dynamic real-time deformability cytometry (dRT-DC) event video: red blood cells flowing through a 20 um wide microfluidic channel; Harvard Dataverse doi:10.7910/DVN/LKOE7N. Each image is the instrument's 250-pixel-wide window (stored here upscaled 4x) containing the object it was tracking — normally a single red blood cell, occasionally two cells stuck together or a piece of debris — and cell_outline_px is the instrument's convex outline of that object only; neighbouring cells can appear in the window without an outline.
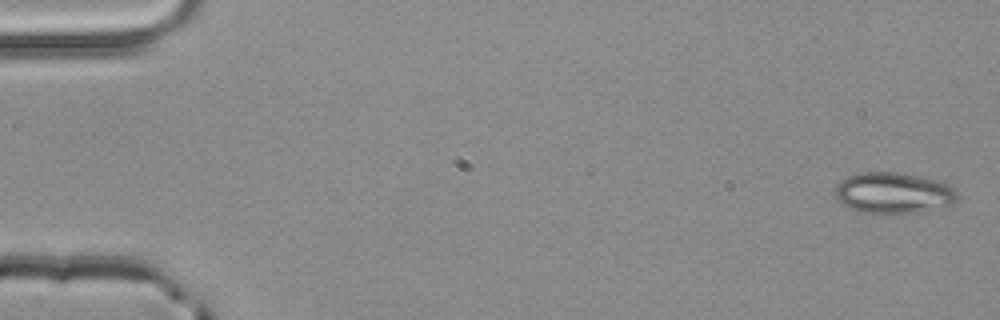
{"species": "common noctule bat (a hibernating species)", "species_latin": "Nyctalus noctula", "temperature_condition": "room temperature", "stored_images_in_passage": 3, "camera_frame_rate_fps": 3000, "um_per_image_px": 0.085, "animal": {"sex": "male", "body_mass_g": 20.4}, "frame": {"image": 1, "passage_image": 1, "time_ms": 0.0, "image_size_px": [1000, 320], "cell_outline_px": [[956, 200], [952, 204], [920, 212], [860, 212], [840, 204], [836, 200], [836, 184], [840, 180], [856, 172], [900, 172], [944, 180], [956, 192]], "centroid_in_image_um": [75.92, 16.36], "position_along_channel_um": 9.1, "area_um2": 29.36}}